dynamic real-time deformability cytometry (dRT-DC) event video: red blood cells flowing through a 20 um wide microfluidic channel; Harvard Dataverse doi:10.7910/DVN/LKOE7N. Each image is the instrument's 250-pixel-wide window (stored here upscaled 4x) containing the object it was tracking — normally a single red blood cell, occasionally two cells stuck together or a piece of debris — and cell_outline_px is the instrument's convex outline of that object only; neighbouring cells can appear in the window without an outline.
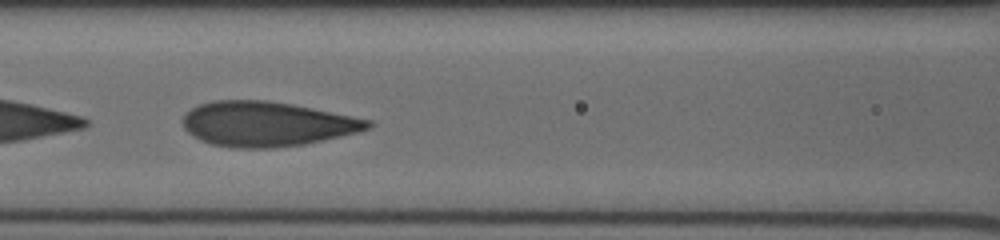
{"species": "human", "species_latin": "Homo sapiens", "temperature_condition": "cold", "stored_images_in_passage": 28, "camera_frame_rate_fps": 3000, "um_per_image_px": 0.085, "donor": {"sex": "male"}, "frame": {"image": 1, "passage_image": 16, "time_ms": 5.0, "image_size_px": [1000, 240], "cell_outline_px": [[376, 124], [372, 128], [324, 140], [304, 144], [272, 148], [228, 148], [212, 144], [200, 140], [188, 132], [184, 128], [184, 116], [192, 108], [200, 104], [212, 100], [268, 100], [292, 104], [372, 120]], "centroid_in_image_um": [22.7, 10.54], "position_along_channel_um": 143.9, "area_um2": 48.32}}
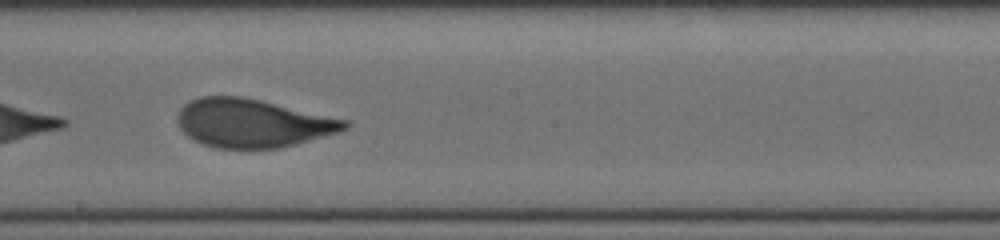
{"frame": {"image": 2, "passage_image": 22, "time_ms": 7.0, "image_size_px": [1000, 240], "cell_outline_px": [[352, 124], [348, 128], [340, 132], [280, 148], [216, 148], [204, 144], [188, 136], [180, 128], [176, 120], [176, 116], [180, 108], [184, 104], [200, 96], [240, 96], [260, 100], [348, 120]], "centroid_in_image_um": [21.47, 10.46], "position_along_channel_um": 226.7, "area_um2": 47.11}}
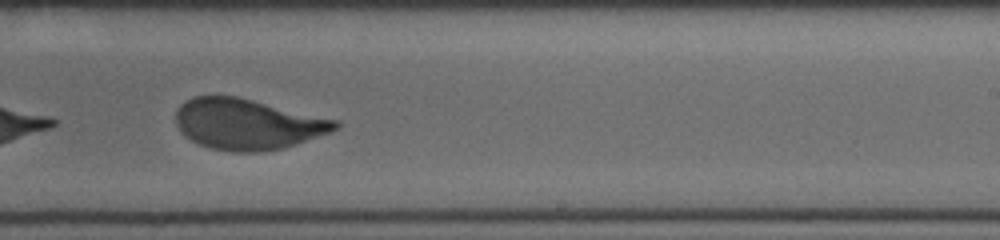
{"frame": {"image": 3, "passage_image": 25, "time_ms": 8.0, "image_size_px": [1000, 240], "cell_outline_px": [[340, 128], [284, 148], [256, 152], [232, 152], [212, 148], [200, 144], [192, 140], [180, 132], [176, 124], [176, 108], [184, 100], [192, 96], [236, 96], [340, 120]], "centroid_in_image_um": [21.03, 10.54], "position_along_channel_um": 268.0, "area_um2": 47.22}}